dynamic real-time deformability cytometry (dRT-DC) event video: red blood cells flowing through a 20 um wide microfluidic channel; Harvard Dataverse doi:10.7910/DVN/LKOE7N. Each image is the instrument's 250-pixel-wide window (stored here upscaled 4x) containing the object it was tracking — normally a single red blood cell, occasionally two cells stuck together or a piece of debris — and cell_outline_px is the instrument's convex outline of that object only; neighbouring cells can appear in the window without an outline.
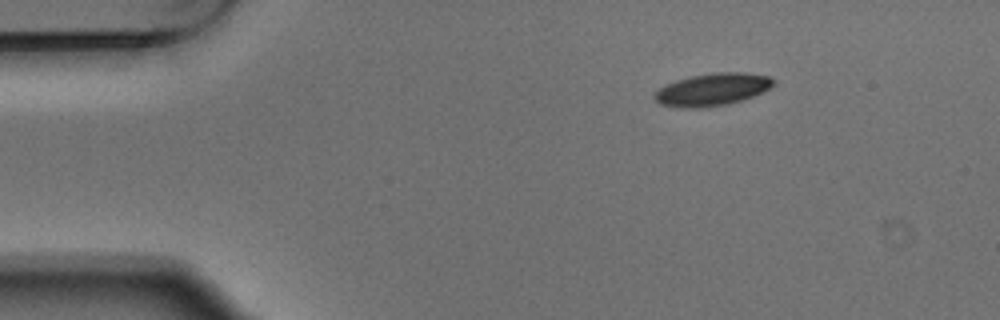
{"species": "Egyptian fruit bat (a non-hibernating species)", "species_latin": "Rousettus aegyptiacus", "temperature_condition": "warm", "stored_images_in_passage": 3, "camera_frame_rate_fps": 3000, "um_per_image_px": 0.085, "animal": {"sex": "male"}, "frame": {"image": 1, "passage_image": 1, "time_ms": 0.0, "image_size_px": [1000, 320], "cell_outline_px": [[776, 84], [752, 96], [728, 104], [700, 108], [676, 108], [660, 104], [652, 96], [664, 84], [688, 76], [712, 72], [744, 72], [768, 76], [776, 80]], "centroid_in_image_um": [60.51, 7.6], "position_along_channel_um": 24.5, "area_um2": 22.66}}